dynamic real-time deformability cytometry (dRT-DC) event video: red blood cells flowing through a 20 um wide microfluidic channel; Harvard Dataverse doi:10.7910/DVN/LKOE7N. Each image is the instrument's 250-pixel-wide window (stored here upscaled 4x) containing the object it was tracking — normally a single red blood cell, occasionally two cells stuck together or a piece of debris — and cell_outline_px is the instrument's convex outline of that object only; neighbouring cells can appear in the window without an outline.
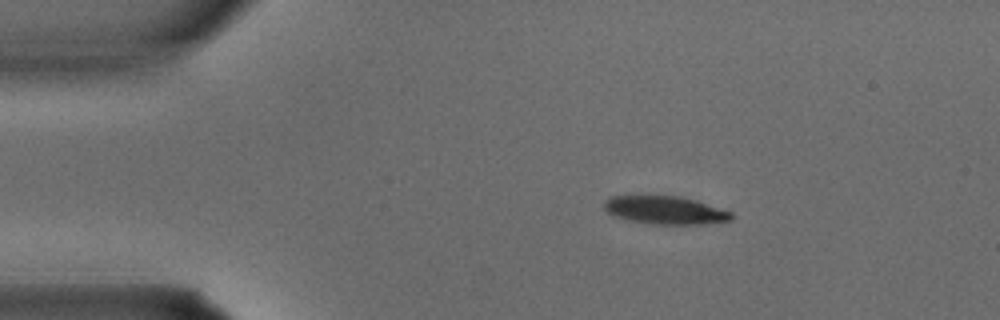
{"species": "common noctule bat (a hibernating species)", "species_latin": "Nyctalus noctula", "temperature_condition": "warm", "stored_images_in_passage": 2, "camera_frame_rate_fps": 3000, "um_per_image_px": 0.085, "animal": {"sex": "male", "body_mass_g": 15.6}, "frame": {"image": 1, "passage_image": 1, "time_ms": 0.0, "image_size_px": [1000, 320], "cell_outline_px": [[732, 220], [704, 224], [656, 224], [628, 220], [616, 216], [608, 212], [604, 208], [604, 200], [608, 196], [680, 196], [696, 200], [732, 212]], "centroid_in_image_um": [56.54, 17.86], "position_along_channel_um": 28.5, "area_um2": 20.69}}